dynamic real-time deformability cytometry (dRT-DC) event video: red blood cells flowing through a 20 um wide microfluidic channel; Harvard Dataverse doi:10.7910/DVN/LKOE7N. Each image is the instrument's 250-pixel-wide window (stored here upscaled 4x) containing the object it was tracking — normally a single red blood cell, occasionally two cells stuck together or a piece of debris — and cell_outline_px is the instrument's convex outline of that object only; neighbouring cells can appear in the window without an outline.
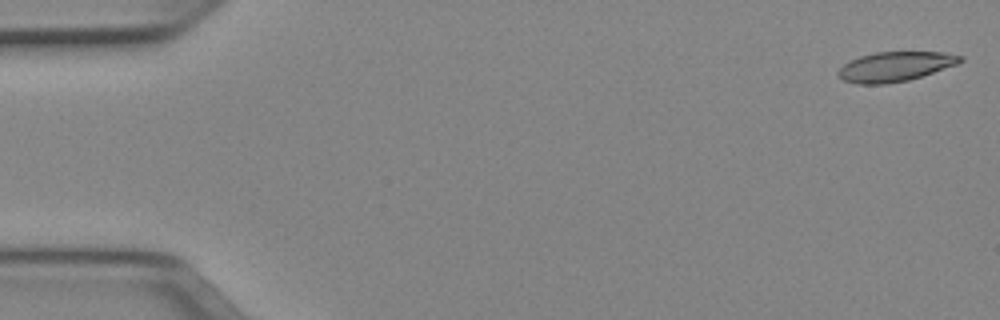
{"species": "Egyptian fruit bat (a non-hibernating species)", "species_latin": "Rousettus aegyptiacus", "temperature_condition": "cold", "stored_images_in_passage": 51, "camera_frame_rate_fps": 3000, "um_per_image_px": 0.085, "animal": {"sex": "female"}, "frame": {"image": 1, "passage_image": 1, "time_ms": 0.0, "image_size_px": [1000, 320], "cell_outline_px": [[964, 60], [956, 64], [908, 80], [884, 84], [856, 84], [844, 80], [836, 76], [836, 72], [848, 60], [860, 56], [876, 52], [944, 52], [964, 56]], "centroid_in_image_um": [76.04, 5.65], "position_along_channel_um": 9.0, "area_um2": 21.04}}
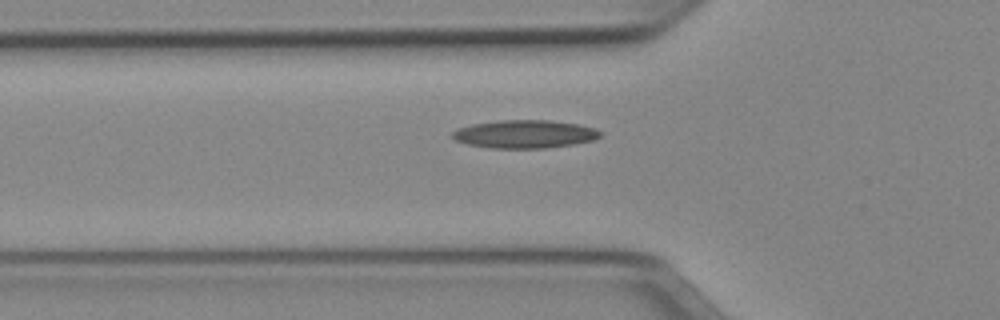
{"frame": {"image": 2, "passage_image": 17, "time_ms": 5.333, "image_size_px": [1000, 320], "cell_outline_px": [[604, 132], [600, 136], [592, 140], [572, 144], [544, 148], [488, 148], [468, 144], [456, 140], [452, 136], [452, 132], [460, 128], [472, 124], [500, 120], [548, 120], [576, 124], [596, 128]], "centroid_in_image_um": [44.61, 11.39], "position_along_channel_um": 81.2, "area_um2": 24.04}}
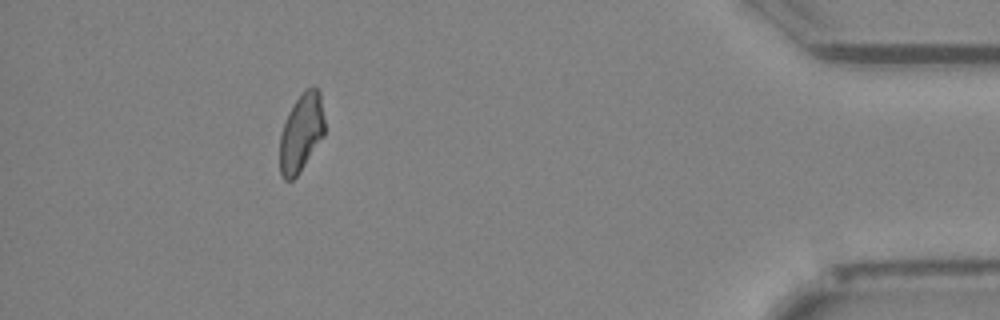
{"frame": {"image": 3, "passage_image": 46, "time_ms": 15.0, "image_size_px": [1000, 320], "cell_outline_px": [[324, 136], [300, 172], [292, 180], [284, 180], [280, 172], [280, 136], [288, 112], [304, 88], [312, 84], [320, 92], [324, 120]], "centroid_in_image_um": [25.61, 11.26], "position_along_channel_um": 409.6, "area_um2": 20.52}, "authors_computed_cell_mechanics": {"area_um2": 21.6172, "velocity_mm_per_s": 3.9612, "shape_relaxation_time_tau1_ms": 9.8448, "shape_relaxation_time_tau2_ms": 4.3223, "deformation_change_tau1": 0.2158, "deformation_change_tau2": 0.1279}}